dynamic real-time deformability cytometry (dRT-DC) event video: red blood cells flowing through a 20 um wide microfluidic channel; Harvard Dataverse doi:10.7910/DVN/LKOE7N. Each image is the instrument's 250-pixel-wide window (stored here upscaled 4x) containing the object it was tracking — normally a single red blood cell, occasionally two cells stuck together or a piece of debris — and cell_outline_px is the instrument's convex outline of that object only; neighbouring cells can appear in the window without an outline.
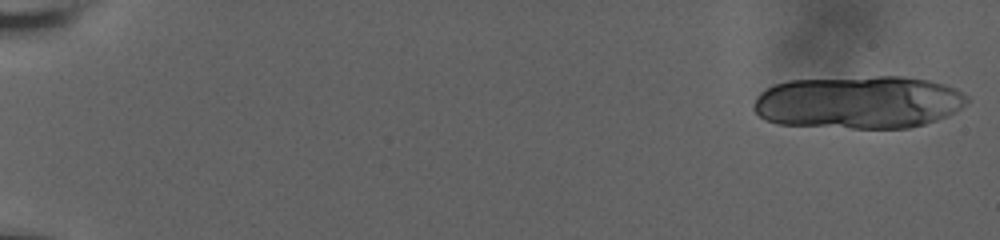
{"species": "human", "species_latin": "Homo sapiens", "temperature_condition": "room temperature", "stored_images_in_passage": 10, "camera_frame_rate_fps": 3000, "um_per_image_px": 0.085, "donor": {"sex": "male"}, "frame": {"image": 1, "passage_image": 1, "time_ms": 0.0, "image_size_px": [1000, 240], "cell_outline_px": [[968, 100], [956, 112], [948, 116], [924, 124], [908, 128], [852, 128], [776, 124], [764, 120], [752, 108], [752, 104], [756, 96], [760, 92], [772, 84], [788, 80], [876, 76], [900, 76], [928, 80], [944, 84], [956, 88], [968, 96]], "centroid_in_image_um": [72.95, 8.69], "position_along_channel_um": 12.1, "area_um2": 66.41}}
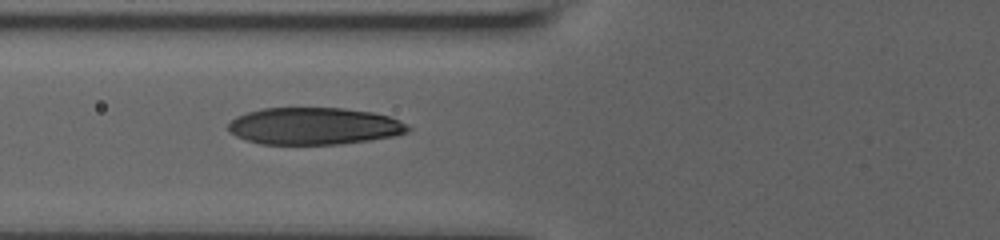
{"frame": {"image": 2, "passage_image": 9, "time_ms": 8.0, "image_size_px": [1000, 240], "cell_outline_px": [[412, 128], [408, 132], [392, 136], [368, 140], [340, 144], [260, 144], [244, 140], [236, 136], [228, 128], [228, 124], [236, 116], [248, 112], [264, 108], [344, 108], [372, 112], [388, 116], [400, 120]], "centroid_in_image_um": [26.7, 10.72], "position_along_channel_um": 99.1, "area_um2": 38.78}}